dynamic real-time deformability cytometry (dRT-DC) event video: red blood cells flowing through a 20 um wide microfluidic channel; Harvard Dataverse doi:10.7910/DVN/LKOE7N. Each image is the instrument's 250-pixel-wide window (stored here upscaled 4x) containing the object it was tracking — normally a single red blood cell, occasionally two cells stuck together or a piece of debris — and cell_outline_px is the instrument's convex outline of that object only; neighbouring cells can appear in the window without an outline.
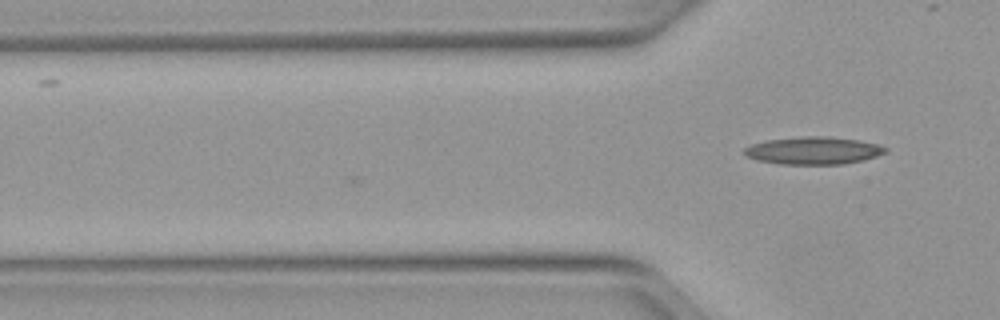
{"species": "Egyptian fruit bat (a non-hibernating species)", "species_latin": "Rousettus aegyptiacus", "temperature_condition": "warm", "stored_images_in_passage": 2, "camera_frame_rate_fps": 3000, "um_per_image_px": 0.085, "animal": {"sex": "female"}, "frame": {"image": 1, "passage_image": 2, "time_ms": 0.333, "image_size_px": [1000, 320], "cell_outline_px": [[888, 152], [864, 160], [844, 164], [780, 164], [756, 160], [748, 156], [744, 152], [744, 148], [752, 144], [768, 140], [800, 136], [824, 136], [860, 140], [876, 144], [888, 148]], "centroid_in_image_um": [69.16, 12.8], "position_along_channel_um": 56.6, "area_um2": 22.66}}